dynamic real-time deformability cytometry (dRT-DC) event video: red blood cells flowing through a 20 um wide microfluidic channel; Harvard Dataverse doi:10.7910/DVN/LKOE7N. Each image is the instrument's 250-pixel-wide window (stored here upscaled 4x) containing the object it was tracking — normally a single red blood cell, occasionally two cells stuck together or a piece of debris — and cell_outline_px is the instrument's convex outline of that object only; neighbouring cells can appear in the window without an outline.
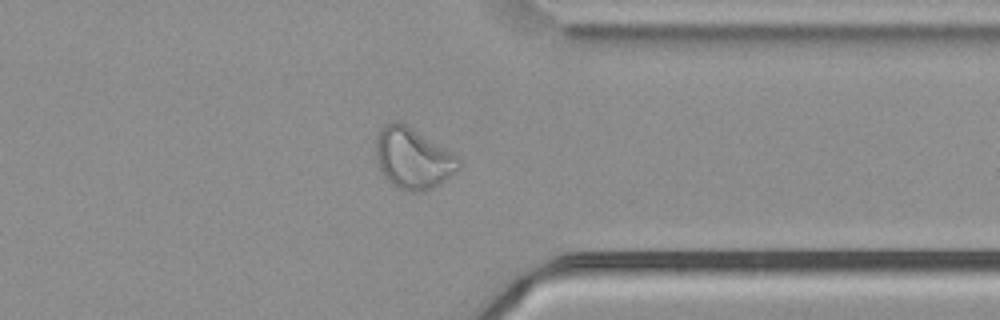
{"species": "common noctule bat (a hibernating species)", "species_latin": "Nyctalus noctula", "temperature_condition": "cold", "stored_images_in_passage": 56, "camera_frame_rate_fps": 3000, "um_per_image_px": 0.085, "animal": {"sex": "male", "body_mass_g": 21.5, "forearm_length_mm": 52.0}, "frame": {"image": 1, "passage_image": 44, "time_ms": 14.333, "image_size_px": [1000, 320], "cell_outline_px": [[460, 168], [440, 184], [424, 192], [412, 192], [396, 188], [380, 172], [376, 160], [376, 140], [384, 124], [392, 120], [400, 120], [444, 148], [456, 156], [460, 160]], "centroid_in_image_um": [35.07, 13.47], "position_along_channel_um": 376.3, "area_um2": 29.42}}
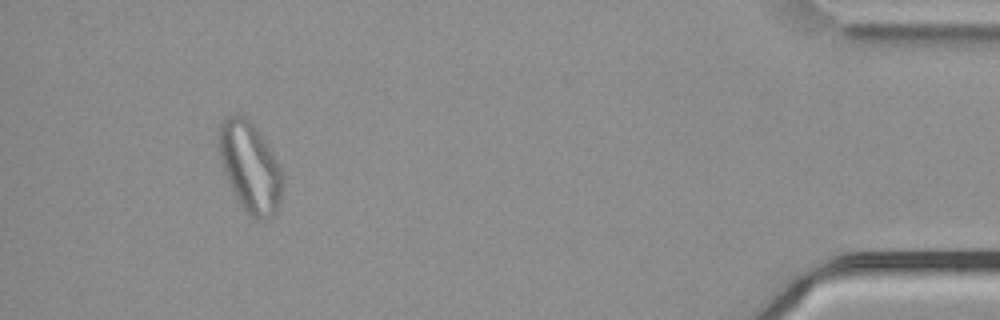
{"frame": {"image": 2, "passage_image": 52, "time_ms": 17.0, "image_size_px": [1000, 320], "cell_outline_px": [[280, 200], [276, 212], [272, 216], [264, 220], [256, 220], [248, 216], [240, 204], [228, 180], [220, 156], [220, 124], [232, 112], [236, 112], [252, 120], [264, 140], [280, 168]], "centroid_in_image_um": [21.24, 14.19], "position_along_channel_um": 414.0, "area_um2": 32.6}}